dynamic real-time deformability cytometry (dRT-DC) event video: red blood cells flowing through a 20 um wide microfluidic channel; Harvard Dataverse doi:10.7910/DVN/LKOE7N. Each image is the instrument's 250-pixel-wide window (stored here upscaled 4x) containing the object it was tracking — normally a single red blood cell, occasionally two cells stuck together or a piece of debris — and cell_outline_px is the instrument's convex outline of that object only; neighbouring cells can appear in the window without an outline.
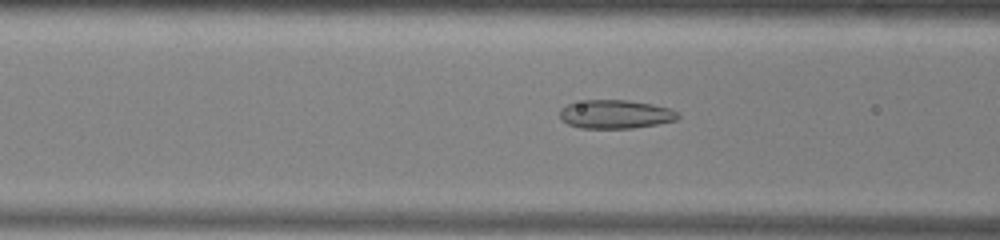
{"species": "common noctule bat (a hibernating species)", "species_latin": "Nyctalus noctula", "temperature_condition": "warm", "stored_images_in_passage": 38, "camera_frame_rate_fps": 3000, "um_per_image_px": 0.085, "animal": {"sex": "male", "body_mass_g": 13.0, "forearm_length_mm": 53.1}, "frame": {"image": 1, "passage_image": 6, "time_ms": 1.667, "image_size_px": [1000, 240], "cell_outline_px": [[680, 116], [676, 120], [656, 124], [632, 128], [580, 128], [568, 124], [560, 120], [560, 108], [568, 104], [588, 100], [628, 100], [652, 104], [668, 108], [676, 112]], "centroid_in_image_um": [52.28, 9.71], "position_along_channel_um": 114.3, "area_um2": 19.59}}
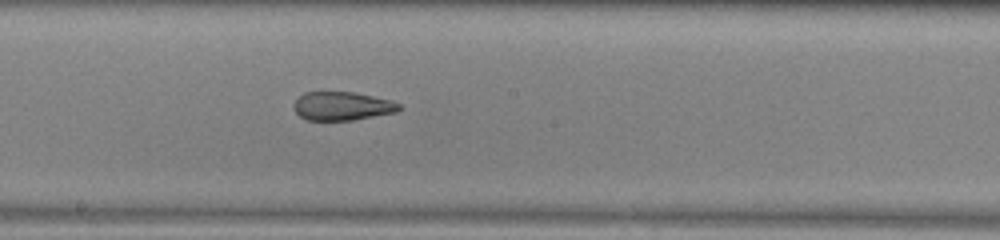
{"frame": {"image": 2, "passage_image": 14, "time_ms": 4.333, "image_size_px": [1000, 240], "cell_outline_px": [[404, 108], [396, 112], [352, 120], [308, 120], [300, 116], [296, 112], [296, 100], [304, 92], [352, 92], [392, 100], [400, 104]], "centroid_in_image_um": [29.14, 9.01], "position_along_channel_um": 219.1, "area_um2": 17.34}}
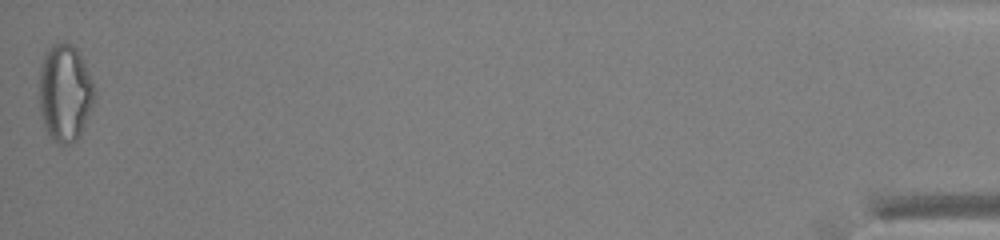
{"frame": {"image": 3, "passage_image": 38, "time_ms": 12.333, "image_size_px": [1000, 240], "cell_outline_px": [[96, 96], [92, 108], [80, 136], [76, 140], [68, 144], [60, 144], [52, 140], [44, 124], [40, 112], [40, 64], [48, 48], [52, 44], [60, 40], [64, 40], [72, 44], [76, 48], [96, 88]], "centroid_in_image_um": [5.53, 7.87], "position_along_channel_um": 429.7, "area_um2": 31.56}, "authors_computed_cell_mechanics": {"area_um2": 19.7676, "velocity_mm_per_s": 3.9366, "shape_relaxation_time_tau1_ms": null, "shape_relaxation_time_tau2_ms": 1.581, "deformation_change_tau1": null, "deformation_change_tau2": 0.0907}}